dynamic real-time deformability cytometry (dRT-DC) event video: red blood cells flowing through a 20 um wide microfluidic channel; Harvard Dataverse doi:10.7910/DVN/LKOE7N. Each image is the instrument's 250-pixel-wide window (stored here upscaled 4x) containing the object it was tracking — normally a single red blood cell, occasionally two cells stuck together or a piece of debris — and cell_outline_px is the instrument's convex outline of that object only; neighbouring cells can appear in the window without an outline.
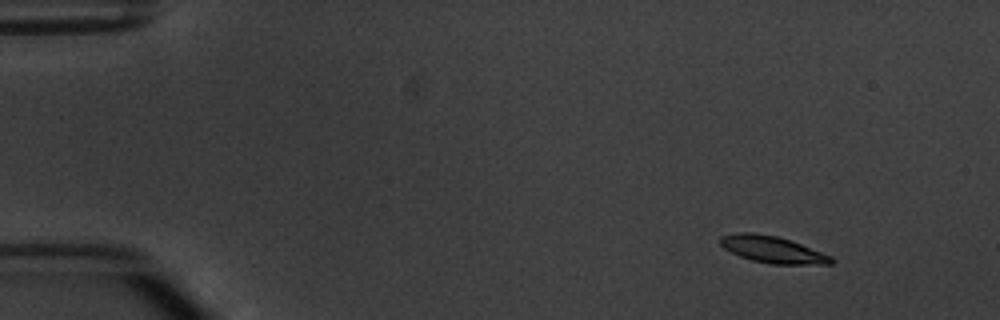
{"species": "common noctule bat (a hibernating species)", "species_latin": "Nyctalus noctula", "temperature_condition": "warm", "stored_images_in_passage": 4, "camera_frame_rate_fps": 3000, "um_per_image_px": 0.085, "animal": {"sex": "male", "body_mass_g": 20.1, "forearm_length_mm": 53.5}, "frame": {"image": 1, "passage_image": 1, "time_ms": 0.0, "image_size_px": [1000, 320], "cell_outline_px": [[836, 260], [832, 264], [768, 264], [752, 260], [740, 256], [724, 248], [720, 244], [720, 236], [736, 232], [752, 232], [776, 236], [792, 240], [832, 256]], "centroid_in_image_um": [65.69, 21.2], "position_along_channel_um": 19.3, "area_um2": 17.46}}
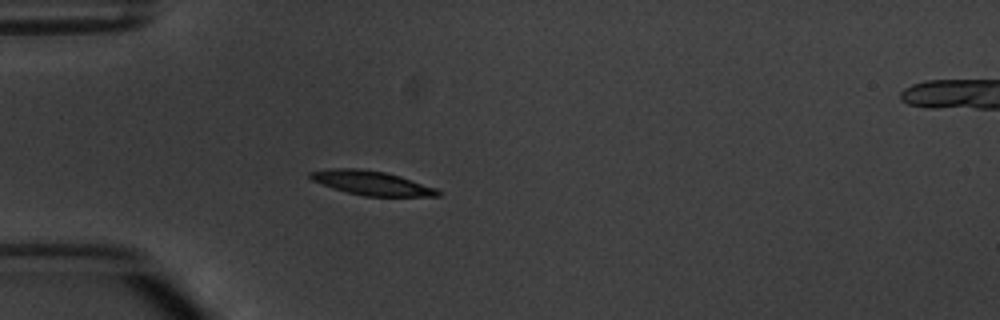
{"frame": {"image": 2, "passage_image": 4, "time_ms": 3.333, "image_size_px": [1000, 320], "cell_outline_px": [[440, 196], [364, 196], [348, 192], [312, 180], [308, 176], [308, 172], [332, 168], [356, 168], [384, 172], [400, 176], [436, 188], [440, 192]], "centroid_in_image_um": [31.59, 15.54], "position_along_channel_um": 53.4, "area_um2": 17.63}}